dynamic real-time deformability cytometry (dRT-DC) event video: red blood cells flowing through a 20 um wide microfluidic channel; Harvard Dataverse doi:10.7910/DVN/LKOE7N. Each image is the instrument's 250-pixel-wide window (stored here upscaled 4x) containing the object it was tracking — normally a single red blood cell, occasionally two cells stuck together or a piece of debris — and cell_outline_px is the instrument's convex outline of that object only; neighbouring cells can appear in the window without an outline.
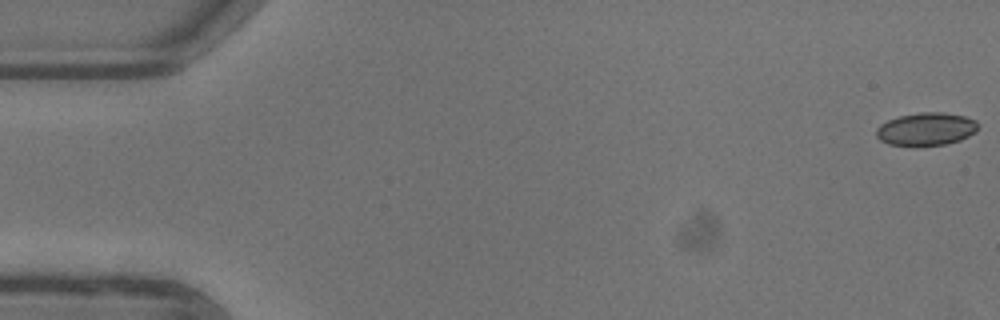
{"species": "common noctule bat (a hibernating species)", "species_latin": "Nyctalus noctula", "temperature_condition": "warm", "stored_images_in_passage": 53, "camera_frame_rate_fps": 3000, "um_per_image_px": 0.085, "animal": {"sex": "female"}, "frame": {"image": 1, "passage_image": 1, "time_ms": 0.0, "image_size_px": [1000, 320], "cell_outline_px": [[976, 132], [960, 140], [944, 144], [916, 148], [888, 144], [880, 140], [876, 136], [876, 128], [880, 124], [888, 120], [900, 116], [920, 112], [944, 112], [964, 116], [976, 120]], "centroid_in_image_um": [78.68, 11.0], "position_along_channel_um": 6.3, "area_um2": 19.88}}
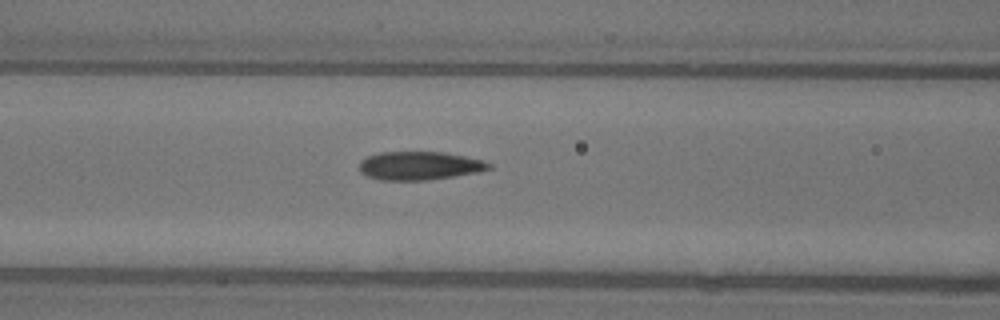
{"frame": {"image": 2, "passage_image": 22, "time_ms": 7.0, "image_size_px": [1000, 320], "cell_outline_px": [[492, 168], [480, 172], [428, 180], [380, 180], [368, 176], [360, 172], [360, 160], [368, 156], [380, 152], [444, 152], [484, 160], [492, 164]], "centroid_in_image_um": [35.69, 14.08], "position_along_channel_um": 130.9, "area_um2": 21.56}}
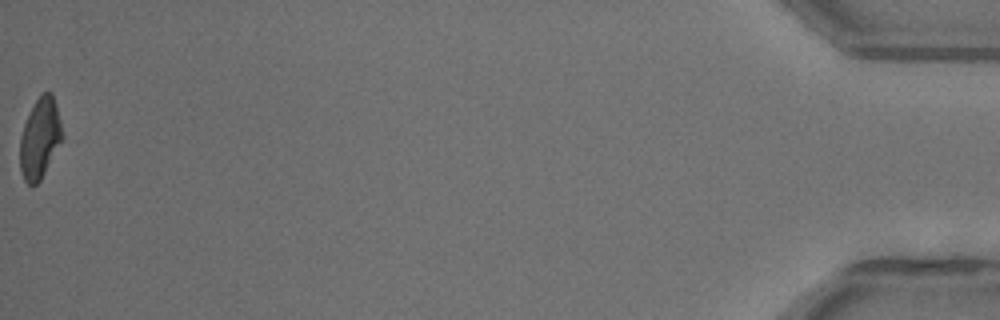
{"frame": {"image": 3, "passage_image": 53, "time_ms": 17.333, "image_size_px": [1000, 320], "cell_outline_px": [[64, 136], [40, 180], [36, 184], [28, 184], [24, 180], [20, 168], [20, 136], [24, 124], [40, 92], [52, 92], [56, 104]], "centroid_in_image_um": [3.39, 11.73], "position_along_channel_um": 431.8, "area_um2": 19.59}}